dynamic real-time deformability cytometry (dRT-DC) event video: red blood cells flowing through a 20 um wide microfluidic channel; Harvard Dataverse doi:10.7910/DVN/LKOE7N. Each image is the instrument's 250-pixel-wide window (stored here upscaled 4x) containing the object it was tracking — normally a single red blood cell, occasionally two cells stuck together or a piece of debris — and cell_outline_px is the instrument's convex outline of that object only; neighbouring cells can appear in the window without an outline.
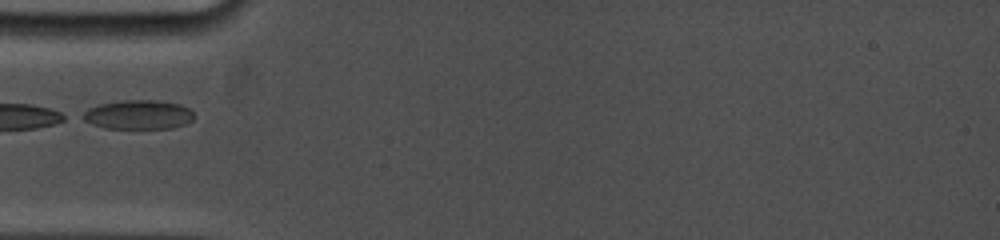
{"species": "common noctule bat (a hibernating species)", "species_latin": "Nyctalus noctula", "temperature_condition": "cold", "stored_images_in_passage": 26, "camera_frame_rate_fps": 5000, "um_per_image_px": 0.085, "animal": {"sex": "female", "body_mass_g": 19.0, "forearm_length_mm": 53.3}, "frame": {"image": 1, "passage_image": 1, "time_ms": 0.0, "image_size_px": [1000, 240], "cell_outline_px": [[196, 116], [192, 120], [184, 124], [172, 128], [104, 128], [92, 124], [76, 116], [88, 108], [100, 104], [120, 100], [152, 100], [180, 104], [188, 108]], "centroid_in_image_um": [11.7, 9.74], "position_along_channel_um": 73.3, "area_um2": 19.07}}